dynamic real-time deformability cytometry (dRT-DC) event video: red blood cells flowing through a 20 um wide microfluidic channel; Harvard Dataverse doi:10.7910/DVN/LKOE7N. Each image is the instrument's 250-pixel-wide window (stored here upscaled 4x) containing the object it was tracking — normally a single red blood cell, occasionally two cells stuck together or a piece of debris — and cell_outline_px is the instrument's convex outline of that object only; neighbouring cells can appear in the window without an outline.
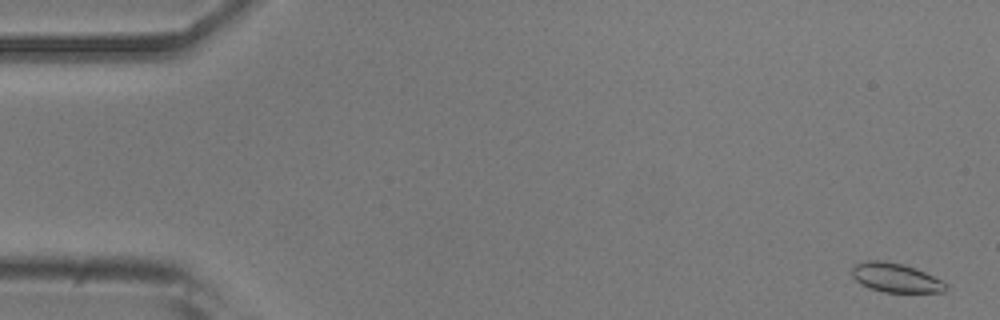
{"species": "common noctule bat (a hibernating species)", "species_latin": "Nyctalus noctula", "temperature_condition": "room temperature", "stored_images_in_passage": 17, "camera_frame_rate_fps": 3000, "um_per_image_px": 0.085, "animal": {"sex": "male", "body_mass_g": 20.5, "forearm_length_mm": 52.5}, "frame": {"image": 1, "passage_image": 2, "time_ms": 0.333, "image_size_px": [1000, 320], "cell_outline_px": [[948, 288], [944, 292], [884, 292], [868, 288], [860, 284], [852, 276], [852, 268], [856, 264], [868, 260], [880, 260], [904, 264], [916, 268], [948, 284]], "centroid_in_image_um": [76.12, 23.61], "position_along_channel_um": 8.9, "area_um2": 15.95}}
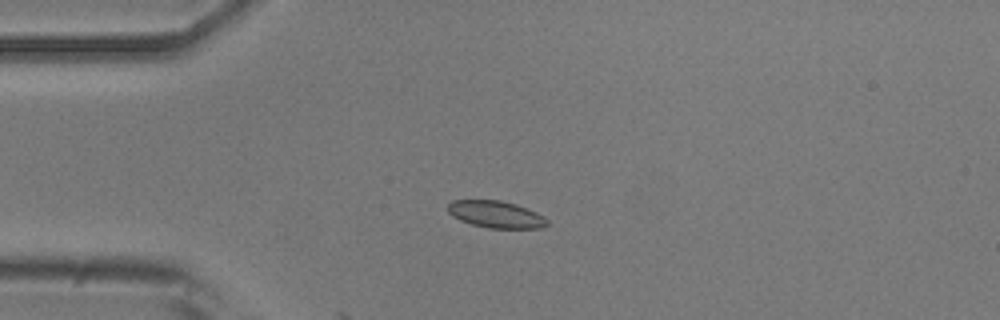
{"frame": {"image": 2, "passage_image": 14, "time_ms": 4.333, "image_size_px": [1000, 320], "cell_outline_px": [[548, 224], [540, 228], [488, 228], [472, 224], [460, 220], [452, 216], [448, 212], [448, 204], [452, 200], [500, 200], [516, 204], [536, 212], [544, 216], [548, 220]], "centroid_in_image_um": [42.15, 18.22], "position_along_channel_um": 42.9, "area_um2": 15.61}}